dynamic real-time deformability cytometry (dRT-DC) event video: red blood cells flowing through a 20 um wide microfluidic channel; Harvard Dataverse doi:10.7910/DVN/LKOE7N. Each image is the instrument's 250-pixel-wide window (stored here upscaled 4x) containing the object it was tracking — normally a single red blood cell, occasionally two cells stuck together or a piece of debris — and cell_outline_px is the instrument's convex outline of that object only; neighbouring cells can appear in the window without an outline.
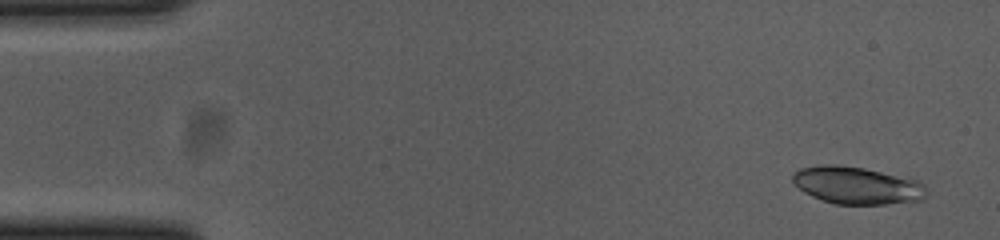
{"species": "common noctule bat (a hibernating species)", "species_latin": "Nyctalus noctula", "temperature_condition": "cold", "stored_images_in_passage": 54, "camera_frame_rate_fps": 3000, "um_per_image_px": 0.085, "animal": {"sex": "female", "body_mass_g": 23.0, "forearm_length_mm": 53.4}, "frame": {"image": 1, "passage_image": 3, "time_ms": 0.667, "image_size_px": [1000, 240], "cell_outline_px": [[928, 196], [924, 200], [884, 204], [836, 204], [812, 196], [804, 192], [792, 180], [792, 172], [800, 168], [824, 164], [836, 164], [864, 168], [908, 176], [920, 180], [928, 188]], "centroid_in_image_um": [72.93, 15.74], "position_along_channel_um": 12.1, "area_um2": 29.71}}